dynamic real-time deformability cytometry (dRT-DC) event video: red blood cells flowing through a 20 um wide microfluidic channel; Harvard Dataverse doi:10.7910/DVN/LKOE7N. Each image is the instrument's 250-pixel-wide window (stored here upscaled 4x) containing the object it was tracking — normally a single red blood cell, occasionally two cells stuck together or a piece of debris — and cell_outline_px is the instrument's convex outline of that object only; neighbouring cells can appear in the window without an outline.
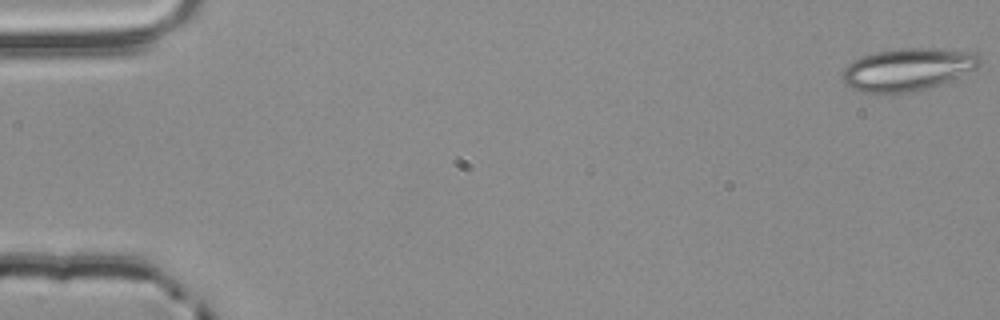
{"species": "common noctule bat (a hibernating species)", "species_latin": "Nyctalus noctula", "temperature_condition": "room temperature", "stored_images_in_passage": 3, "camera_frame_rate_fps": 3000, "um_per_image_px": 0.085, "animal": {"sex": "male", "body_mass_g": 20.4}, "frame": {"image": 1, "passage_image": 1, "time_ms": 0.0, "image_size_px": [1000, 320], "cell_outline_px": [[984, 60], [976, 68], [940, 84], [916, 92], [864, 92], [852, 88], [844, 84], [840, 80], [844, 68], [852, 60], [876, 52], [900, 48], [940, 48], [980, 52]], "centroid_in_image_um": [77.19, 5.88], "position_along_channel_um": 7.8, "area_um2": 34.28}}